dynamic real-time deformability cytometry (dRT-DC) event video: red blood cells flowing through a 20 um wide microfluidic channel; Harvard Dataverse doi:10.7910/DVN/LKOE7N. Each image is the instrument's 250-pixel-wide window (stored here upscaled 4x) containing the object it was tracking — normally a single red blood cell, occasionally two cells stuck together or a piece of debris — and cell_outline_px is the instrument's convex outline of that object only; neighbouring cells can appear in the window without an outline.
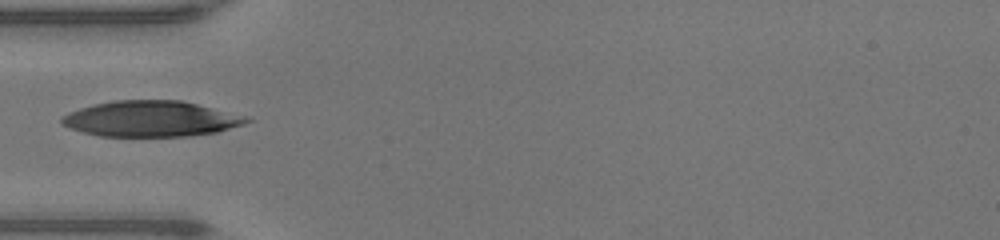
{"species": "human", "species_latin": "Homo sapiens", "temperature_condition": "warm", "stored_images_in_passage": 9, "camera_frame_rate_fps": 3000, "um_per_image_px": 0.085, "donor": {"sex": "male"}, "frame": {"image": 1, "passage_image": 1, "time_ms": 0.0, "image_size_px": [1000, 240], "cell_outline_px": [[252, 120], [244, 124], [216, 132], [192, 136], [100, 136], [84, 132], [60, 124], [60, 116], [68, 112], [92, 104], [116, 100], [180, 100], [248, 116]], "centroid_in_image_um": [12.82, 10.09], "position_along_channel_um": 72.2, "area_um2": 38.55}}
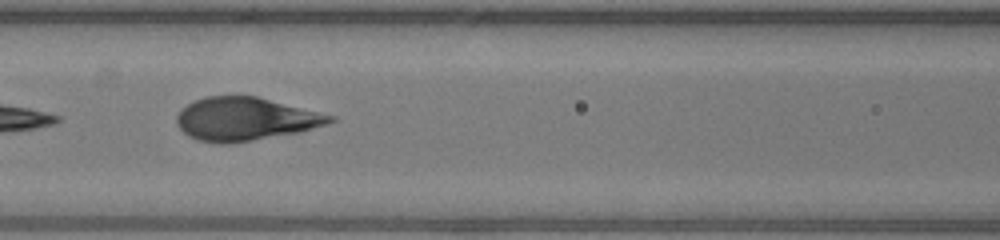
{"frame": {"image": 2, "passage_image": 6, "time_ms": 1.667, "image_size_px": [1000, 240], "cell_outline_px": [[340, 120], [300, 132], [224, 144], [220, 144], [200, 140], [188, 136], [176, 124], [176, 116], [192, 100], [208, 96], [256, 96], [336, 116]], "centroid_in_image_um": [20.87, 10.11], "position_along_channel_um": 145.7, "area_um2": 38.32}}